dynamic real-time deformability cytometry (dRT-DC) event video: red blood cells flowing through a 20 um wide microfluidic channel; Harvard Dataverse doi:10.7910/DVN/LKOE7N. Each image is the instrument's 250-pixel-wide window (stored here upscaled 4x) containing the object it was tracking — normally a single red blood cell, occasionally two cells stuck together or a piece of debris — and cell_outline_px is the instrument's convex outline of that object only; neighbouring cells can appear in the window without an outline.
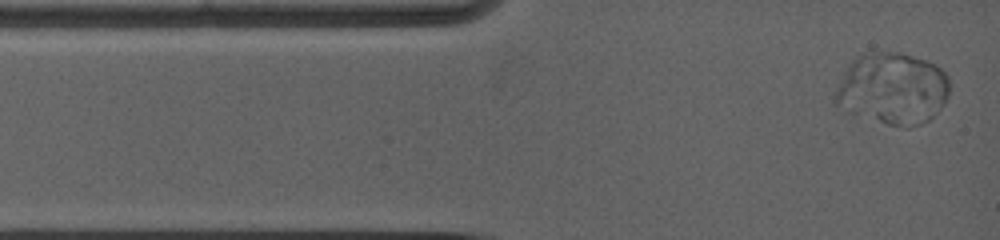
{"species": "common noctule bat (a hibernating species)", "species_latin": "Nyctalus noctula", "temperature_condition": "warm", "stored_images_in_passage": 5, "camera_frame_rate_fps": 5000, "um_per_image_px": 0.085, "animal": {"sex": "female", "body_mass_g": 19.0, "forearm_length_mm": 53.3}, "frame": {"image": 1, "passage_image": 1, "time_ms": 0.0, "image_size_px": [1000, 240], "cell_outline_px": [[948, 92], [944, 100], [940, 100], [836, 96], [836, 92], [844, 72], [848, 64], [856, 56], [864, 52], [900, 52], [936, 64], [948, 76]], "centroid_in_image_um": [75.91, 6.6], "position_along_channel_um": 9.1, "area_um2": 31.33}}
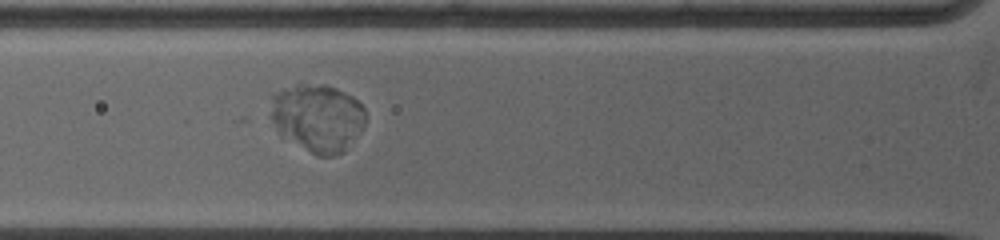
{"frame": {"image": 2, "passage_image": 5, "time_ms": 3.6, "image_size_px": [1000, 240], "cell_outline_px": [[364, 128], [344, 152], [332, 156], [316, 156], [280, 124], [272, 116], [272, 96], [284, 88], [296, 84], [324, 84], [336, 88], [352, 96], [364, 108]], "centroid_in_image_um": [27.14, 9.95], "position_along_channel_um": 98.7, "area_um2": 35.6}}